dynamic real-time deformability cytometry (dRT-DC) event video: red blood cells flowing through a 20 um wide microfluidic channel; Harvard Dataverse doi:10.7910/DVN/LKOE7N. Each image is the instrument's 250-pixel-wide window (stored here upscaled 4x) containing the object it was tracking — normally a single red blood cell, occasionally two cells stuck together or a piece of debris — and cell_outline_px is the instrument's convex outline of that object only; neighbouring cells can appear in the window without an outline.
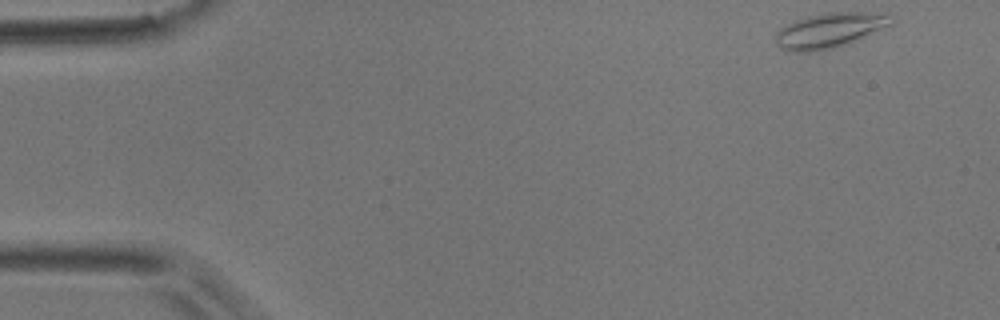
{"species": "common noctule bat (a hibernating species)", "species_latin": "Nyctalus noctula", "temperature_condition": "room temperature", "stored_images_in_passage": 49, "camera_frame_rate_fps": 3000, "um_per_image_px": 0.085, "animal": {"sex": "male", "body_mass_g": 17.9}, "frame": {"image": 1, "passage_image": 1, "time_ms": 0.0, "image_size_px": [1000, 320], "cell_outline_px": [[896, 20], [892, 24], [856, 40], [832, 48], [812, 52], [796, 52], [780, 48], [776, 44], [772, 36], [780, 28], [796, 20], [808, 16], [828, 12], [888, 12], [896, 16]], "centroid_in_image_um": [70.55, 2.56], "position_along_channel_um": 14.5, "area_um2": 23.87}}
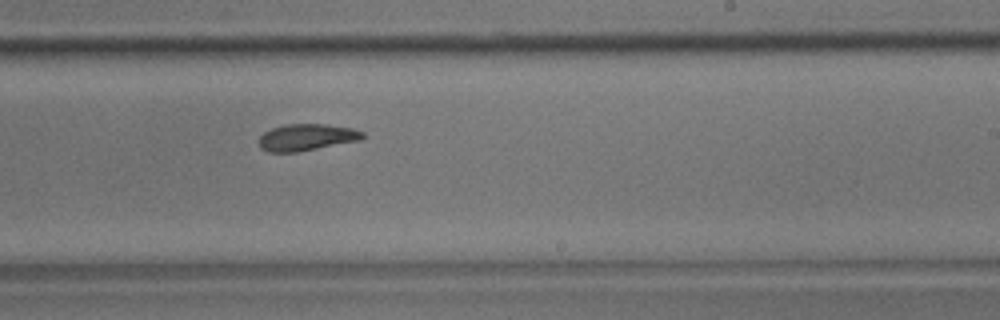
{"frame": {"image": 2, "passage_image": 29, "time_ms": 9.333, "image_size_px": [1000, 320], "cell_outline_px": [[364, 136], [360, 140], [296, 152], [268, 152], [260, 148], [260, 136], [264, 132], [272, 128], [288, 124], [324, 124], [352, 128], [364, 132]], "centroid_in_image_um": [26.05, 11.67], "position_along_channel_um": 262.9, "area_um2": 15.95}}
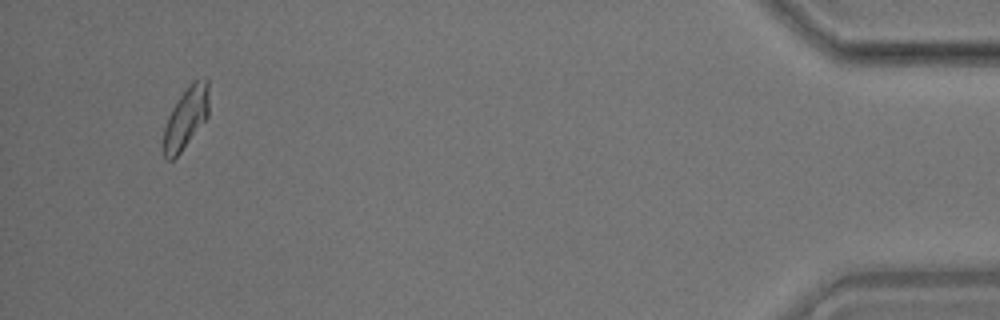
{"frame": {"image": 3, "passage_image": 47, "time_ms": 15.333, "image_size_px": [1000, 320], "cell_outline_px": [[208, 116], [180, 152], [172, 160], [168, 160], [164, 156], [160, 144], [164, 128], [168, 116], [172, 108], [180, 96], [192, 80], [208, 80]], "centroid_in_image_um": [15.75, 10.06], "position_along_channel_um": 419.5, "area_um2": 16.18}, "authors_computed_cell_mechanics": {"area_um2": 16.7042, "velocity_mm_per_s": 3.8282, "shape_relaxation_time_tau1_ms": 8.7909, "shape_relaxation_time_tau2_ms": 2.4471, "deformation_change_tau1": 0.1884, "deformation_change_tau2": 0.0815}}